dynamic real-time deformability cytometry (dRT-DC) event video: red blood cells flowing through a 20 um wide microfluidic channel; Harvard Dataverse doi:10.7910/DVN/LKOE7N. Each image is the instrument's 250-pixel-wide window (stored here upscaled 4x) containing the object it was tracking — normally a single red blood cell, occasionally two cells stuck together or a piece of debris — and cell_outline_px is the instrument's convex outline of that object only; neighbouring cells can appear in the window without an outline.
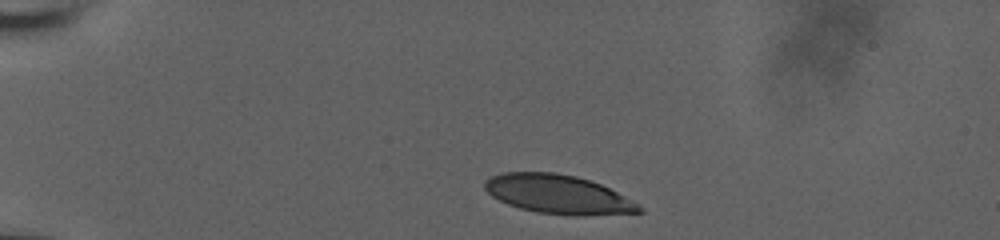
{"species": "human", "species_latin": "Homo sapiens", "temperature_condition": "room temperature", "stored_images_in_passage": 37, "camera_frame_rate_fps": 3000, "um_per_image_px": 0.085, "donor": {"sex": "male"}, "frame": {"image": 1, "passage_image": 1, "time_ms": 0.0, "image_size_px": [1000, 240], "cell_outline_px": [[644, 212], [584, 216], [576, 216], [536, 212], [520, 208], [508, 204], [492, 196], [484, 188], [484, 180], [492, 176], [504, 172], [556, 172], [576, 176], [600, 184], [640, 204], [644, 208]], "centroid_in_image_um": [47.45, 16.52], "position_along_channel_um": 37.5, "area_um2": 35.08}}
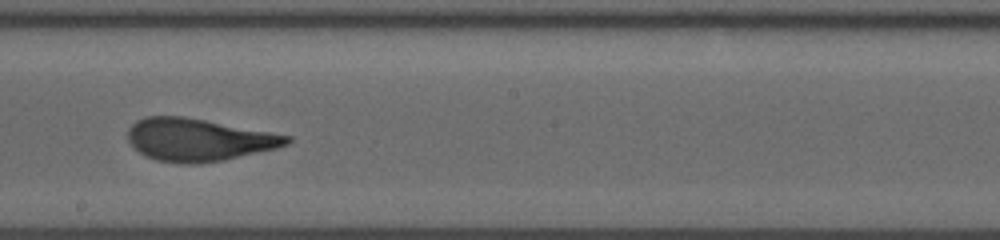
{"frame": {"image": 2, "passage_image": 22, "time_ms": 7.0, "image_size_px": [1000, 240], "cell_outline_px": [[292, 140], [288, 144], [276, 148], [224, 160], [200, 164], [184, 164], [156, 160], [144, 156], [128, 140], [128, 128], [136, 120], [144, 116], [184, 116], [292, 136]], "centroid_in_image_um": [16.86, 11.88], "position_along_channel_um": 231.3, "area_um2": 39.42}}
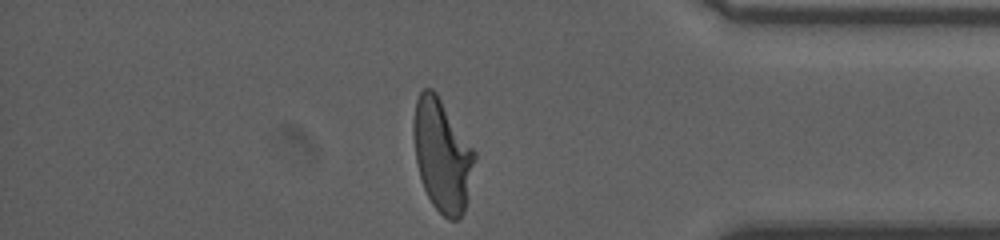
{"frame": {"image": 3, "passage_image": 37, "time_ms": 12.0, "image_size_px": [1000, 240], "cell_outline_px": [[476, 160], [464, 212], [456, 220], [448, 220], [432, 204], [424, 188], [416, 164], [412, 132], [412, 124], [416, 100], [420, 92], [424, 88], [432, 88], [436, 92], [476, 152]], "centroid_in_image_um": [37.57, 13.19], "position_along_channel_um": 397.6, "area_um2": 40.06}, "authors_computed_cell_mechanics": {"area_um2": 39.1884, "velocity_mm_per_s": 3.727, "shape_relaxation_time_tau1_ms": 5.7815, "shape_relaxation_time_tau2_ms": 1.0195, "deformation_change_tau1": 0.2374, "deformation_change_tau2": 0.0999}}